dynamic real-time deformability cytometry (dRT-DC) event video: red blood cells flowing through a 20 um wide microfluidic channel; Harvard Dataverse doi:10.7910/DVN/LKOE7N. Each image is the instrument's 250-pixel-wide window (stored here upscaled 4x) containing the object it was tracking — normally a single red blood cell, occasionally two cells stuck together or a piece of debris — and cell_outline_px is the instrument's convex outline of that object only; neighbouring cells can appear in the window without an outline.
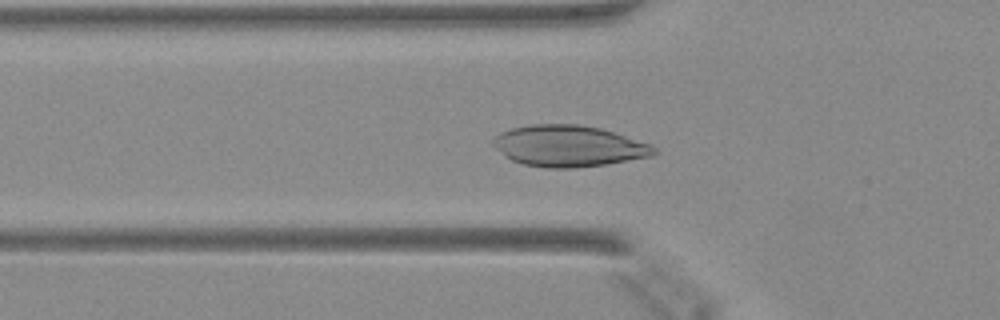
{"species": "Egyptian fruit bat (a non-hibernating species)", "species_latin": "Rousettus aegyptiacus", "temperature_condition": "warm", "stored_images_in_passage": 35, "camera_frame_rate_fps": 3000, "um_per_image_px": 0.085, "animal": {"sex": "female"}, "frame": {"image": 1, "passage_image": 8, "time_ms": 2.333, "image_size_px": [1000, 320], "cell_outline_px": [[656, 152], [652, 156], [604, 164], [576, 168], [548, 168], [524, 164], [512, 160], [496, 148], [492, 144], [492, 136], [500, 132], [512, 128], [532, 124], [580, 124], [600, 128], [652, 144], [656, 148]], "centroid_in_image_um": [48.32, 12.4], "position_along_channel_um": 77.5, "area_um2": 38.61}}
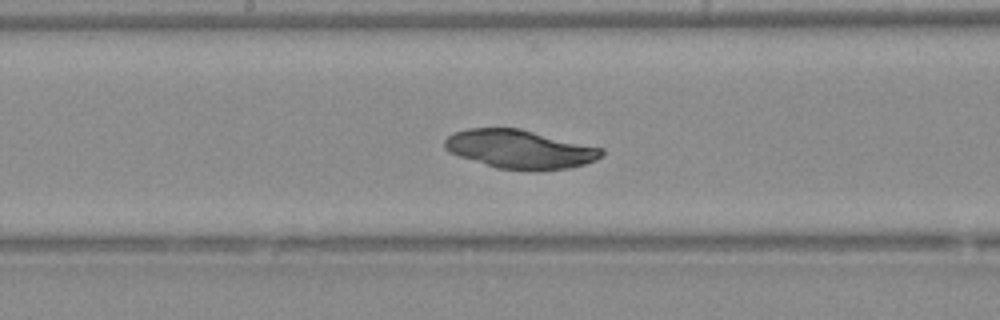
{"frame": {"image": 2, "passage_image": 17, "time_ms": 5.333, "image_size_px": [1000, 320], "cell_outline_px": [[604, 156], [596, 160], [572, 168], [536, 172], [532, 172], [496, 168], [460, 156], [444, 148], [444, 140], [448, 136], [456, 132], [468, 128], [520, 128], [604, 148]], "centroid_in_image_um": [44.26, 12.7], "position_along_channel_um": 203.9, "area_um2": 35.84}}
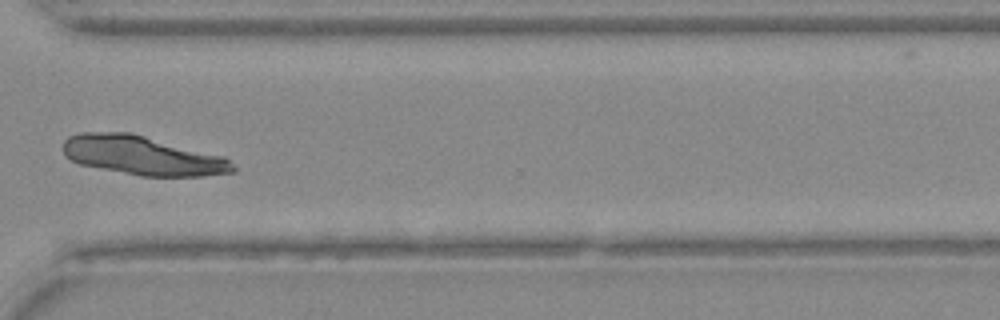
{"frame": {"image": 3, "passage_image": 28, "time_ms": 9.0, "image_size_px": [1000, 320], "cell_outline_px": [[236, 172], [204, 176], [140, 176], [80, 164], [64, 156], [64, 140], [68, 136], [80, 132], [128, 132], [224, 156], [236, 168]], "centroid_in_image_um": [12.11, 13.22], "position_along_channel_um": 358.5, "area_um2": 38.49}}